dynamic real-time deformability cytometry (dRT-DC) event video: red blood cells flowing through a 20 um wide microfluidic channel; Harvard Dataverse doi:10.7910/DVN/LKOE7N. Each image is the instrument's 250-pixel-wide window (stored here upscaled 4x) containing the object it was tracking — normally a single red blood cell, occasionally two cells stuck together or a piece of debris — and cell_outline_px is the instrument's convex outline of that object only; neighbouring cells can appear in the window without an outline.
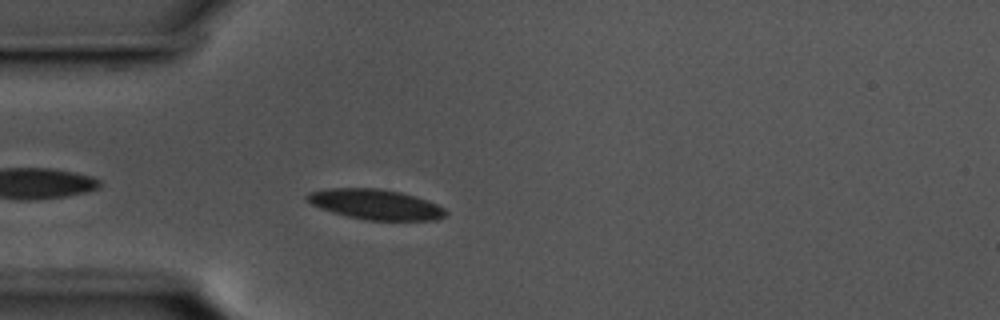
{"species": "common noctule bat (a hibernating species)", "species_latin": "Nyctalus noctula", "temperature_condition": "cold", "stored_images_in_passage": 46, "camera_frame_rate_fps": 3000, "um_per_image_px": 0.085, "animal": {"sex": "male", "body_mass_g": 17.5, "forearm_length_mm": 52.3}, "frame": {"image": 1, "passage_image": 5, "time_ms": 1.333, "image_size_px": [1000, 320], "cell_outline_px": [[448, 212], [444, 216], [436, 220], [364, 220], [332, 212], [320, 208], [312, 204], [304, 196], [308, 192], [328, 188], [376, 188], [400, 192], [436, 204], [444, 208]], "centroid_in_image_um": [31.88, 17.37], "position_along_channel_um": 53.1, "area_um2": 24.16}}
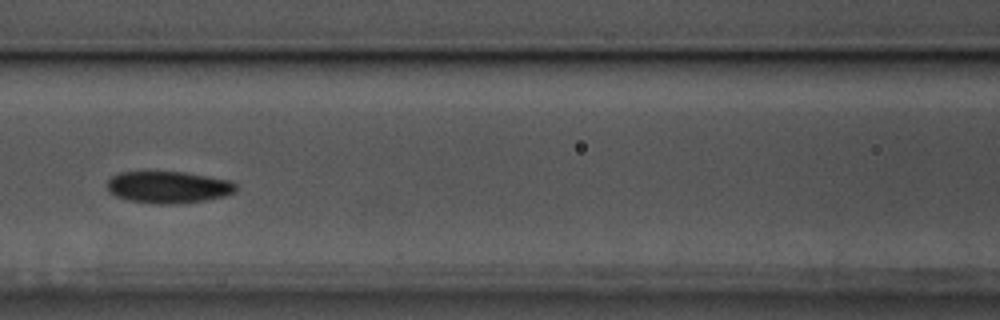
{"frame": {"image": 2, "passage_image": 14, "time_ms": 4.333, "image_size_px": [1000, 320], "cell_outline_px": [[240, 188], [236, 192], [224, 196], [204, 200], [180, 204], [156, 204], [128, 200], [116, 196], [108, 192], [108, 180], [112, 176], [120, 172], [184, 172], [232, 180]], "centroid_in_image_um": [14.36, 15.91], "position_along_channel_um": 152.2, "area_um2": 24.16}}
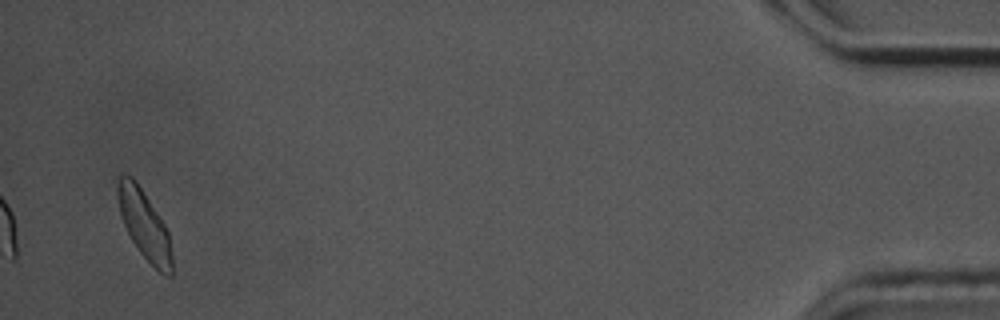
{"frame": {"image": 3, "passage_image": 44, "time_ms": 14.333, "image_size_px": [1000, 320], "cell_outline_px": [[172, 276], [168, 276], [160, 272], [140, 252], [132, 240], [120, 216], [116, 192], [116, 184], [120, 176], [132, 176], [136, 180], [164, 224], [168, 232], [172, 256]], "centroid_in_image_um": [12.25, 19.08], "position_along_channel_um": 422.9, "area_um2": 21.44}, "authors_computed_cell_mechanics": {"area_um2": 23.0333, "velocity_mm_per_s": 3.5525, "shape_relaxation_time_tau1_ms": 2.7594, "shape_relaxation_time_tau2_ms": null, "deformation_change_tau1": 0.0827, "deformation_change_tau2": null}}